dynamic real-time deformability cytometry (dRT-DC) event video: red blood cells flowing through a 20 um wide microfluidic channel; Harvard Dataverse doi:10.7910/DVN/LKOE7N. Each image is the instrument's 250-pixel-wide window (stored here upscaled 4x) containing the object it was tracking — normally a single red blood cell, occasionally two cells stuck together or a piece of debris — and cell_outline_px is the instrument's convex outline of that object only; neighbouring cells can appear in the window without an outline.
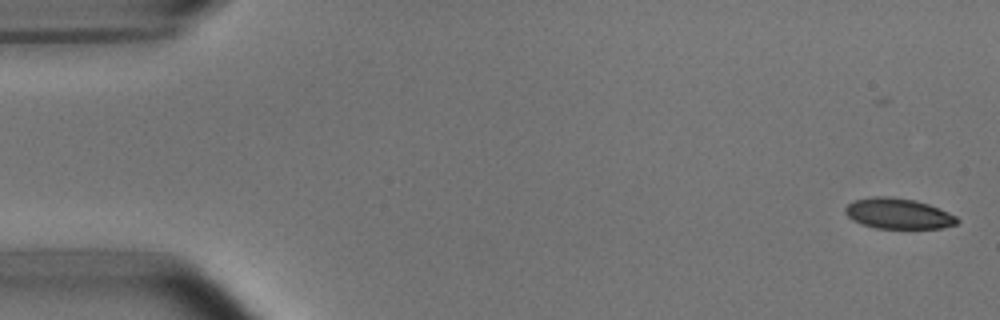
{"species": "common noctule bat (a hibernating species)", "species_latin": "Nyctalus noctula", "temperature_condition": "room temperature", "stored_images_in_passage": 6, "camera_frame_rate_fps": 3000, "um_per_image_px": 0.085, "animal": {"sex": "male", "body_mass_g": 15.6}, "frame": {"image": 1, "passage_image": 1, "time_ms": 0.0, "image_size_px": [1000, 320], "cell_outline_px": [[960, 220], [956, 224], [940, 228], [876, 228], [852, 220], [844, 212], [844, 208], [848, 204], [856, 200], [876, 196], [888, 196], [916, 200], [928, 204], [948, 212], [956, 216]], "centroid_in_image_um": [76.35, 18.15], "position_along_channel_um": 8.6, "area_um2": 19.77}}